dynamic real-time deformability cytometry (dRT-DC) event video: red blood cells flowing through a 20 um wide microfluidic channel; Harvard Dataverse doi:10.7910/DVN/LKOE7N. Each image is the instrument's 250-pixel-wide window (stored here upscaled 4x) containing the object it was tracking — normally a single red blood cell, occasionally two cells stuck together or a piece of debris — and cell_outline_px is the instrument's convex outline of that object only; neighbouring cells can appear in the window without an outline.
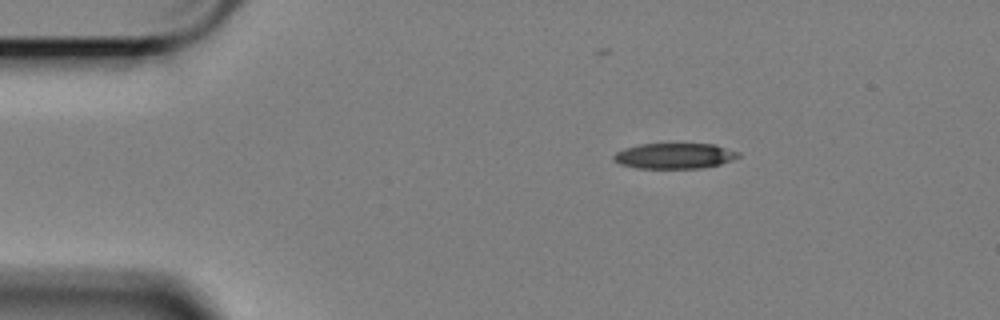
{"species": "Egyptian fruit bat (a non-hibernating species)", "species_latin": "Rousettus aegyptiacus", "temperature_condition": "cold", "stored_images_in_passage": 50, "camera_frame_rate_fps": 3000, "um_per_image_px": 0.085, "animal": {"sex": "female"}, "frame": {"image": 1, "passage_image": 1, "time_ms": 0.0, "image_size_px": [1000, 320], "cell_outline_px": [[740, 156], [732, 160], [720, 164], [704, 168], [636, 168], [620, 164], [612, 160], [612, 156], [616, 152], [624, 148], [640, 144], [716, 144], [740, 152]], "centroid_in_image_um": [57.33, 13.25], "position_along_channel_um": 27.7, "area_um2": 18.73}}
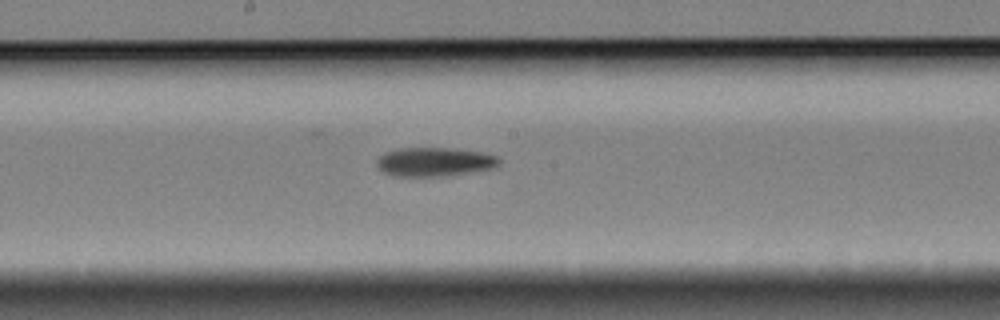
{"frame": {"image": 2, "passage_image": 22, "time_ms": 7.0, "image_size_px": [1000, 320], "cell_outline_px": [[500, 164], [492, 168], [448, 176], [392, 176], [384, 172], [376, 164], [376, 160], [384, 152], [396, 148], [448, 148], [480, 152], [496, 156], [500, 160]], "centroid_in_image_um": [36.89, 13.76], "position_along_channel_um": 211.3, "area_um2": 20.58}}
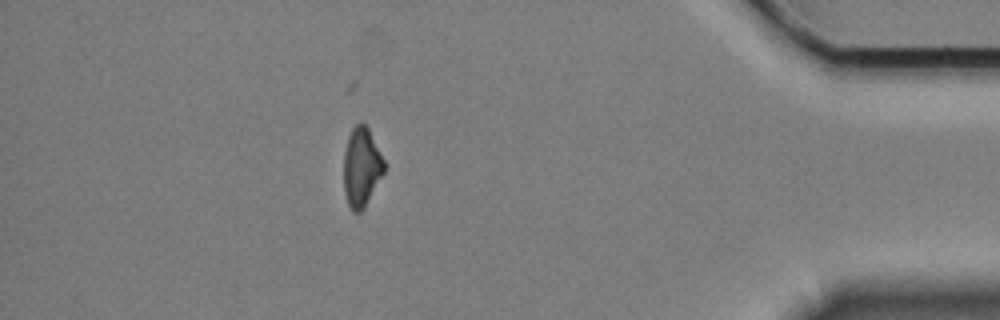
{"frame": {"image": 3, "passage_image": 43, "time_ms": 14.0, "image_size_px": [1000, 320], "cell_outline_px": [[384, 172], [364, 208], [360, 212], [352, 212], [348, 204], [344, 192], [344, 152], [348, 136], [352, 128], [356, 124], [364, 124], [368, 128], [384, 160]], "centroid_in_image_um": [30.71, 14.22], "position_along_channel_um": 404.5, "area_um2": 18.44}, "authors_computed_cell_mechanics": {"area_um2": 20.23, "velocity_mm_per_s": 3.3993, "shape_relaxation_time_tau1_ms": 6.8711, "shape_relaxation_time_tau2_ms": 8.911, "deformation_change_tau1": 0.1826, "deformation_change_tau2": 0.198}}